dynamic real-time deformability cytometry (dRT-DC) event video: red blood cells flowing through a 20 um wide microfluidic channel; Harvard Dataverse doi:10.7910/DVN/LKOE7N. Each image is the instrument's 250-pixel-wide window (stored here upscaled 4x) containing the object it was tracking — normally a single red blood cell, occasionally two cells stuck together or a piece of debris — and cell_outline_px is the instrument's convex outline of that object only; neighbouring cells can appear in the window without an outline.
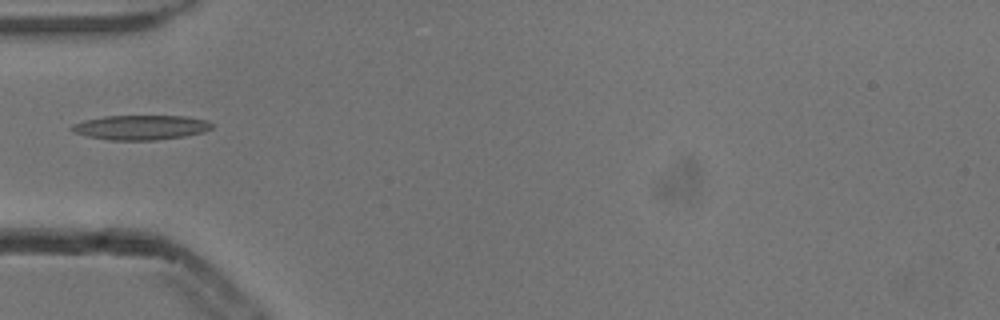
{"species": "common noctule bat (a hibernating species)", "species_latin": "Nyctalus noctula", "temperature_condition": "cold", "stored_images_in_passage": 3, "camera_frame_rate_fps": 3000, "um_per_image_px": 0.085, "animal": {"sex": "male", "body_mass_g": 13.3}, "frame": {"image": 1, "passage_image": 2, "time_ms": 0.333, "image_size_px": [1000, 320], "cell_outline_px": [[212, 128], [204, 132], [184, 136], [156, 140], [112, 140], [88, 136], [72, 132], [68, 128], [72, 124], [84, 120], [104, 116], [188, 116], [208, 120], [212, 124]], "centroid_in_image_um": [11.96, 10.82], "position_along_channel_um": 73.0, "area_um2": 20.23}}
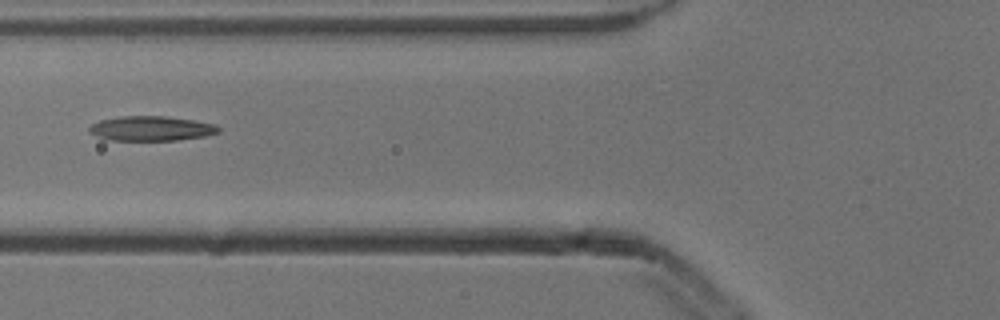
{"frame": {"image": 2, "passage_image": 3, "time_ms": 0.667, "image_size_px": [1000, 320], "cell_outline_px": [[220, 132], [204, 136], [176, 140], [112, 140], [96, 136], [88, 132], [88, 128], [92, 124], [100, 120], [120, 116], [164, 116], [192, 120], [216, 124], [220, 128]], "centroid_in_image_um": [12.84, 10.92], "position_along_channel_um": 113.0, "area_um2": 18.55}}